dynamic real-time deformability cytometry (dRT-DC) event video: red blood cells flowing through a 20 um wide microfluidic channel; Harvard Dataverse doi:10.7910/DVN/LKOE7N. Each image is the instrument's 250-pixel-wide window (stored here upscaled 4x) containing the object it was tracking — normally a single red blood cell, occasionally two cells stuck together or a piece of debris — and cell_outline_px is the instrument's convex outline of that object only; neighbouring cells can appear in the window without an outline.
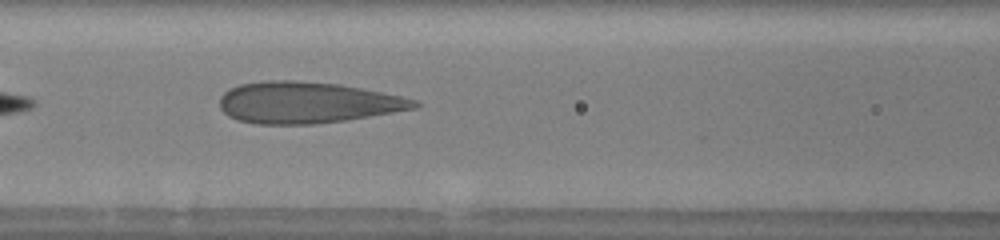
{"species": "human", "species_latin": "Homo sapiens", "temperature_condition": "warm", "stored_images_in_passage": 11, "camera_frame_rate_fps": 3000, "um_per_image_px": 0.085, "donor": {"sex": "male"}, "frame": {"image": 1, "passage_image": 7, "time_ms": 2.0, "image_size_px": [1000, 240], "cell_outline_px": [[420, 104], [416, 108], [348, 120], [316, 124], [256, 124], [236, 120], [228, 116], [220, 108], [220, 96], [228, 88], [240, 84], [264, 80], [296, 80], [340, 84], [400, 96], [416, 100]], "centroid_in_image_um": [26.06, 8.72], "position_along_channel_um": 140.5, "area_um2": 47.11}}